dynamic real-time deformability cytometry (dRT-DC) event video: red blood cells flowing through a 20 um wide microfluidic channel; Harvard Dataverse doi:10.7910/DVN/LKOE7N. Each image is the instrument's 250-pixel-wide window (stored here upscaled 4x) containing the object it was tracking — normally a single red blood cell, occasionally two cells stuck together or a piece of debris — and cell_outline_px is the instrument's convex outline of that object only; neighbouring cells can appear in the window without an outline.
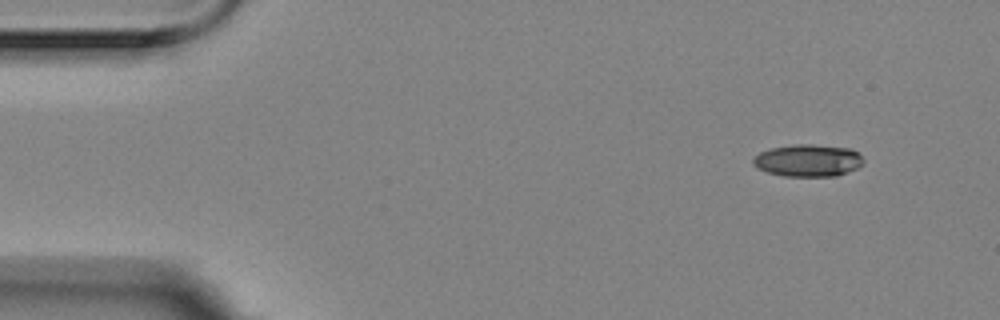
{"species": "Egyptian fruit bat (a non-hibernating species)", "species_latin": "Rousettus aegyptiacus", "temperature_condition": "room temperature", "stored_images_in_passage": 5, "segment_of_instrument_passage": [1, 2], "camera_frame_rate_fps": 3000, "um_per_image_px": 0.085, "animal": {"sex": "female"}, "frame": {"image": 1, "passage_image": 1, "time_ms": 0.0, "image_size_px": [1000, 320], "cell_outline_px": [[864, 164], [856, 168], [836, 176], [784, 176], [768, 172], [752, 164], [752, 160], [760, 152], [772, 148], [792, 144], [812, 144], [852, 148], [864, 160]], "centroid_in_image_um": [68.7, 13.63], "position_along_channel_um": 16.3, "area_um2": 20.63}}
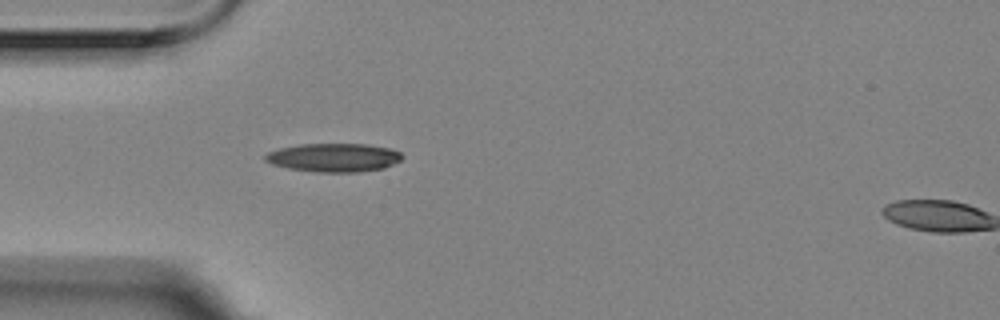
{"frame": {"image": 2, "passage_image": 4, "time_ms": 1.0, "image_size_px": [1000, 320], "cell_outline_px": [[404, 156], [400, 160], [384, 168], [356, 172], [316, 172], [288, 168], [272, 164], [264, 160], [264, 156], [268, 152], [280, 148], [300, 144], [364, 144], [392, 148], [400, 152]], "centroid_in_image_um": [28.38, 13.39], "position_along_channel_um": 56.6, "area_um2": 22.77}}